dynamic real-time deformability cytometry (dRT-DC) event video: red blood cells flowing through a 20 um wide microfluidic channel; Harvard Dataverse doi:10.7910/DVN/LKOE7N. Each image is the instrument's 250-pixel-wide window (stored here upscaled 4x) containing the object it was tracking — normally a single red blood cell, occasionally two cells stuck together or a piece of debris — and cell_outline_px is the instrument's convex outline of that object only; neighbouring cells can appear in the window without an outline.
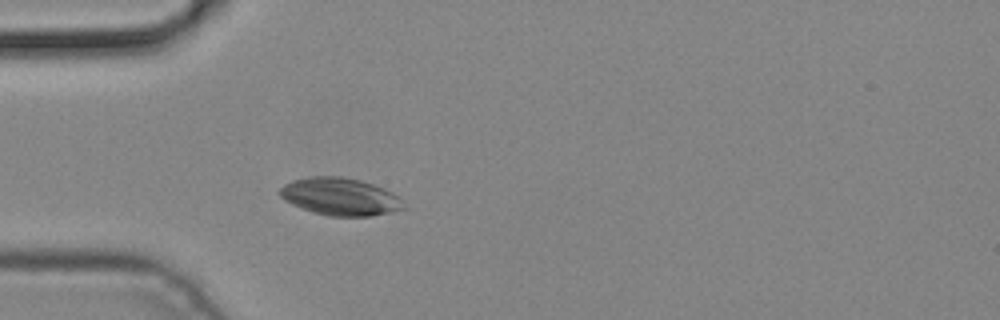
{"species": "common noctule bat (a hibernating species)", "species_latin": "Nyctalus noctula", "temperature_condition": "cold", "stored_images_in_passage": 3, "camera_frame_rate_fps": 3000, "um_per_image_px": 0.085, "animal": {"sex": "male", "body_mass_g": 19.2, "forearm_length_mm": 51.8}, "frame": {"image": 1, "passage_image": 3, "time_ms": 0.667, "image_size_px": [1000, 320], "cell_outline_px": [[408, 208], [372, 216], [328, 216], [312, 212], [300, 208], [284, 200], [276, 192], [284, 184], [292, 180], [308, 176], [340, 176], [360, 180], [384, 188], [400, 196]], "centroid_in_image_um": [28.91, 16.71], "position_along_channel_um": 56.1, "area_um2": 27.51}}